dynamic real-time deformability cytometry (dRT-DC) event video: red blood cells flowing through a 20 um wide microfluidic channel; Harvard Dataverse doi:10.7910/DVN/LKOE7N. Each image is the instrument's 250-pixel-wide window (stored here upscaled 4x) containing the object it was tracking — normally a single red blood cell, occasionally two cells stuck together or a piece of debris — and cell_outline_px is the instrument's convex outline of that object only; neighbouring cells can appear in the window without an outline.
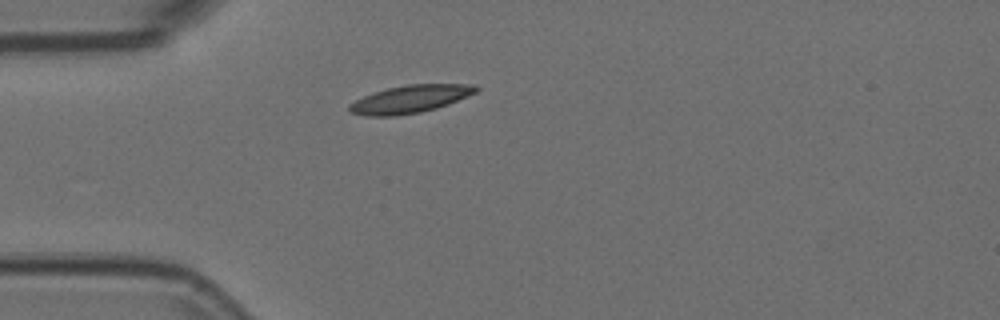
{"species": "Egyptian fruit bat (a non-hibernating species)", "species_latin": "Rousettus aegyptiacus", "temperature_condition": "room temperature", "stored_images_in_passage": 41, "camera_frame_rate_fps": 3000, "um_per_image_px": 0.085, "animal": {"sex": "female"}, "frame": {"image": 1, "passage_image": 1, "time_ms": 0.0, "image_size_px": [1000, 320], "cell_outline_px": [[480, 88], [476, 92], [448, 104], [436, 108], [420, 112], [392, 116], [364, 116], [352, 112], [348, 108], [348, 104], [364, 96], [388, 88], [408, 84], [476, 84]], "centroid_in_image_um": [34.87, 8.42], "position_along_channel_um": 50.1, "area_um2": 20.23}}
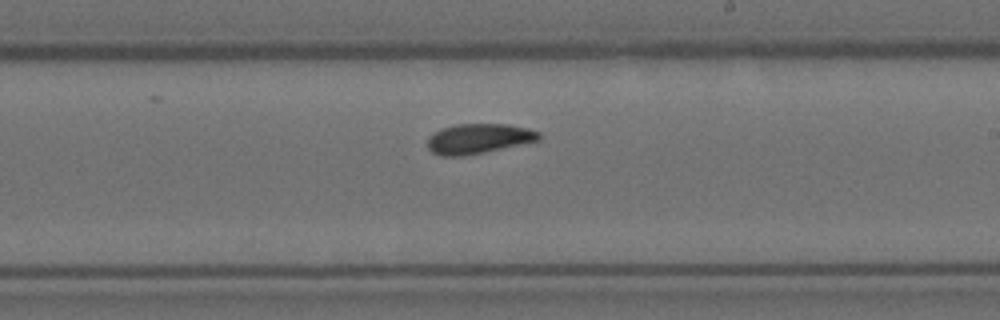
{"frame": {"image": 2, "passage_image": 18, "time_ms": 5.667, "image_size_px": [1000, 320], "cell_outline_px": [[540, 140], [484, 152], [460, 156], [440, 156], [432, 152], [428, 148], [428, 136], [432, 132], [440, 128], [456, 124], [508, 124], [528, 128], [540, 132]], "centroid_in_image_um": [40.64, 11.77], "position_along_channel_um": 248.4, "area_um2": 19.54}}
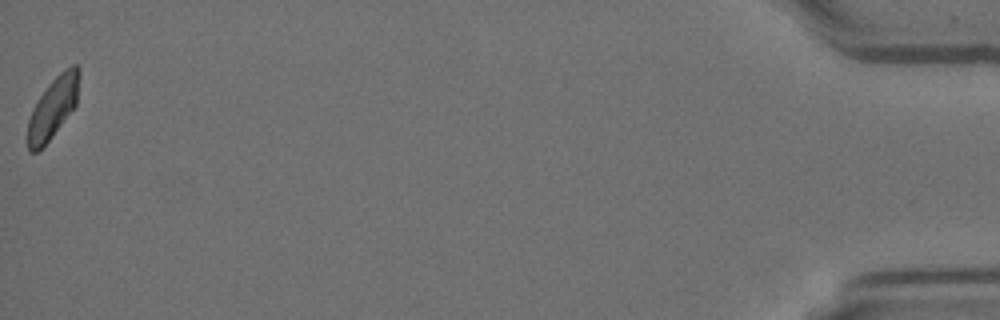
{"frame": {"image": 3, "passage_image": 41, "time_ms": 13.333, "image_size_px": [1000, 320], "cell_outline_px": [[80, 72], [76, 104], [52, 136], [36, 152], [28, 152], [28, 120], [32, 108], [48, 84], [64, 68], [72, 64], [76, 64], [80, 68]], "centroid_in_image_um": [4.51, 9.1], "position_along_channel_um": 430.7, "area_um2": 18.03}, "authors_computed_cell_mechanics": {"area_um2": 19.4208, "velocity_mm_per_s": 3.691, "shape_relaxation_time_tau1_ms": 3.98, "shape_relaxation_time_tau2_ms": 2.7891, "deformation_change_tau1": 0.137, "deformation_change_tau2": 0.0516}}